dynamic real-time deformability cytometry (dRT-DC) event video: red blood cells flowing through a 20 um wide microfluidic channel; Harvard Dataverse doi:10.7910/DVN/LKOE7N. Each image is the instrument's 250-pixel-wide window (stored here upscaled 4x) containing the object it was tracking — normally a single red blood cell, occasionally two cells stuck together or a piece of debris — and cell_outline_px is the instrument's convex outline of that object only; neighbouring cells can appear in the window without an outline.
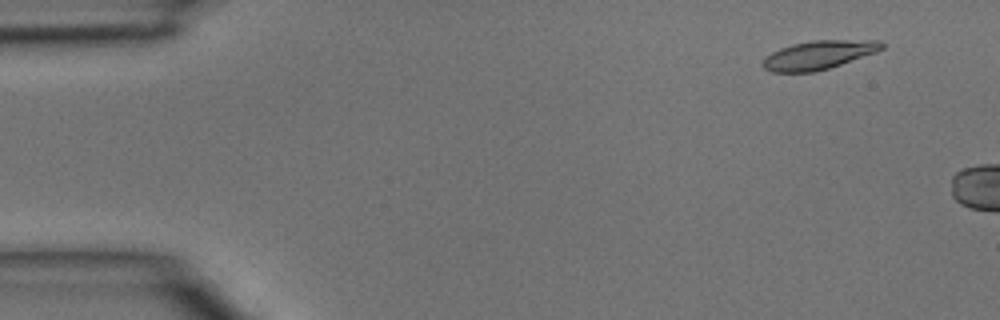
{"species": "common noctule bat (a hibernating species)", "species_latin": "Nyctalus noctula", "temperature_condition": "room temperature", "stored_images_in_passage": 2, "camera_frame_rate_fps": 3000, "um_per_image_px": 0.085, "animal": {"sex": "male", "body_mass_g": 15.6}, "frame": {"image": 1, "passage_image": 1, "time_ms": 0.0, "image_size_px": [1000, 320], "cell_outline_px": [[884, 48], [876, 52], [828, 68], [812, 72], [772, 72], [764, 68], [764, 60], [772, 52], [780, 48], [792, 44], [812, 40], [880, 40], [884, 44]], "centroid_in_image_um": [69.61, 4.66], "position_along_channel_um": 15.4, "area_um2": 19.59}}